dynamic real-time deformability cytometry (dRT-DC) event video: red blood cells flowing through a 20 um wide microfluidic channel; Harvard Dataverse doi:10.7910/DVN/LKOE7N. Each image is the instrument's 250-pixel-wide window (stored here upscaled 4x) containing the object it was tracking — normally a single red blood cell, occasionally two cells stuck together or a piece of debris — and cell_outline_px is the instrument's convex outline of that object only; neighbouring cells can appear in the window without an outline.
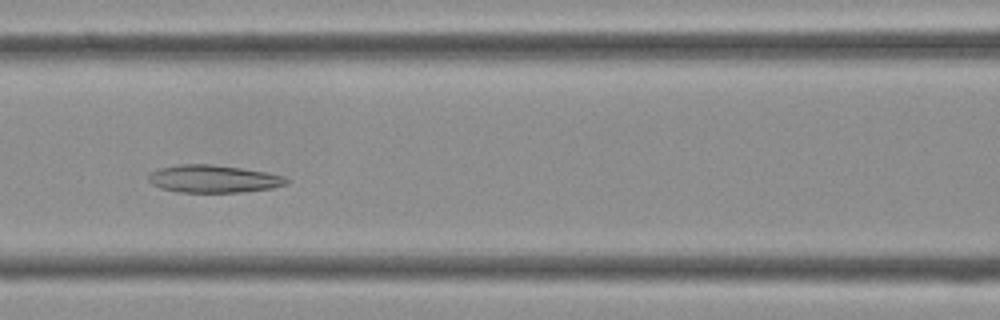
{"species": "Egyptian fruit bat (a non-hibernating species)", "species_latin": "Rousettus aegyptiacus", "temperature_condition": "cold", "stored_images_in_passage": 33, "camera_frame_rate_fps": 3000, "um_per_image_px": 0.085, "frame": {"image": 1, "passage_image": 9, "time_ms": 2.667, "image_size_px": [1000, 320], "cell_outline_px": [[288, 184], [272, 188], [240, 192], [176, 192], [160, 188], [152, 184], [148, 180], [148, 176], [156, 168], [180, 164], [212, 164], [240, 168], [264, 172], [284, 176], [288, 180]], "centroid_in_image_um": [18.1, 15.2], "position_along_channel_um": 148.5, "area_um2": 22.2}}
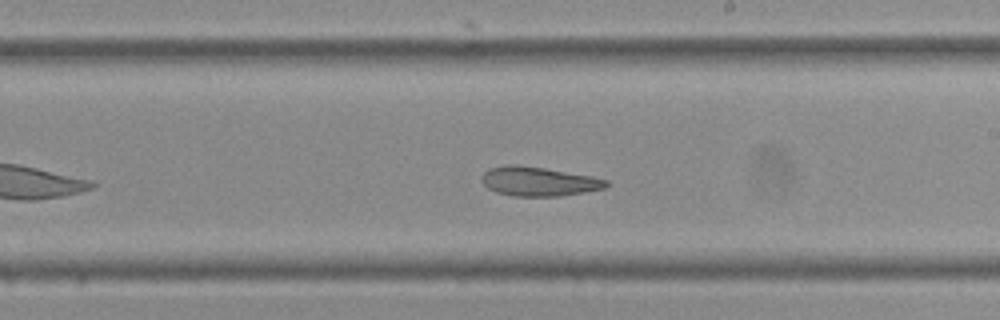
{"frame": {"image": 2, "passage_image": 15, "time_ms": 4.667, "image_size_px": [1000, 320], "cell_outline_px": [[612, 184], [604, 188], [584, 192], [560, 196], [512, 196], [496, 192], [488, 188], [480, 180], [480, 176], [488, 168], [508, 164], [516, 164], [544, 168], [592, 176], [608, 180]], "centroid_in_image_um": [45.77, 15.41], "position_along_channel_um": 243.2, "area_um2": 21.39}}
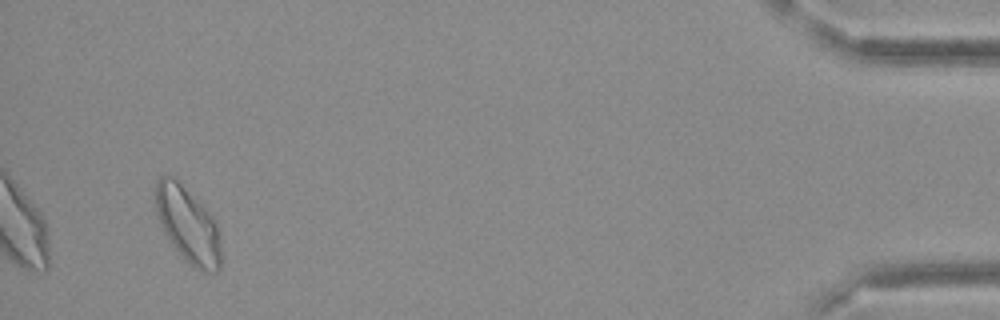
{"frame": {"image": 3, "passage_image": 31, "time_ms": 10.0, "image_size_px": [1000, 320], "cell_outline_px": [[220, 268], [216, 272], [200, 272], [176, 248], [164, 232], [156, 212], [156, 180], [160, 176], [172, 176], [212, 216], [216, 224], [220, 244]], "centroid_in_image_um": [15.97, 19.13], "position_along_channel_um": 419.2, "area_um2": 27.8}}